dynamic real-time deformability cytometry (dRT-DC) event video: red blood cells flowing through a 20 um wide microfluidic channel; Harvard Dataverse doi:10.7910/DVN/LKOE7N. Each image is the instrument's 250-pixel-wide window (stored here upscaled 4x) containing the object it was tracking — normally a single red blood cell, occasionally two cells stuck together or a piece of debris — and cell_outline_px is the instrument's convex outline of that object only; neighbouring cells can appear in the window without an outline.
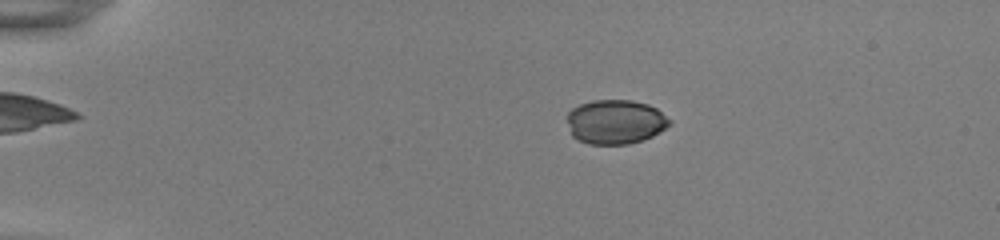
{"species": "common noctule bat (a hibernating species)", "species_latin": "Nyctalus noctula", "temperature_condition": "room temperature", "stored_images_in_passage": 54, "camera_frame_rate_fps": 3000, "um_per_image_px": 0.085, "animal": {"sex": "female", "body_mass_g": 22.0, "forearm_length_mm": 56.7}, "frame": {"image": 1, "passage_image": 12, "time_ms": 3.667, "image_size_px": [1000, 240], "cell_outline_px": [[672, 124], [660, 132], [644, 140], [628, 144], [588, 144], [572, 136], [568, 120], [568, 112], [572, 108], [580, 104], [592, 100], [632, 100], [648, 104], [656, 108], [672, 120]], "centroid_in_image_um": [52.35, 10.35], "position_along_channel_um": 32.7, "area_um2": 26.59}}
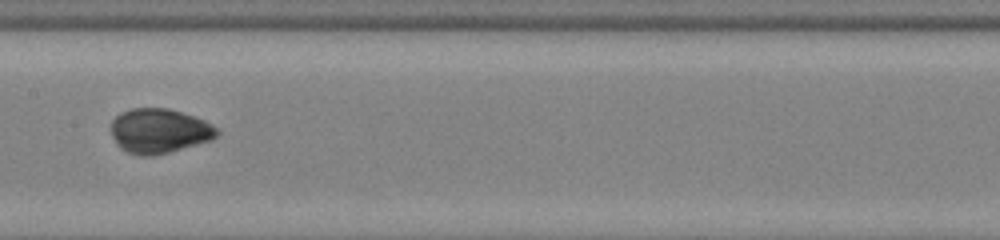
{"frame": {"image": 2, "passage_image": 30, "time_ms": 9.667, "image_size_px": [1000, 240], "cell_outline_px": [[220, 132], [212, 140], [168, 152], [152, 156], [140, 156], [128, 152], [120, 148], [116, 144], [112, 136], [112, 120], [120, 112], [132, 108], [168, 108], [204, 120], [212, 124]], "centroid_in_image_um": [13.52, 11.13], "position_along_channel_um": 193.9, "area_um2": 27.46}}
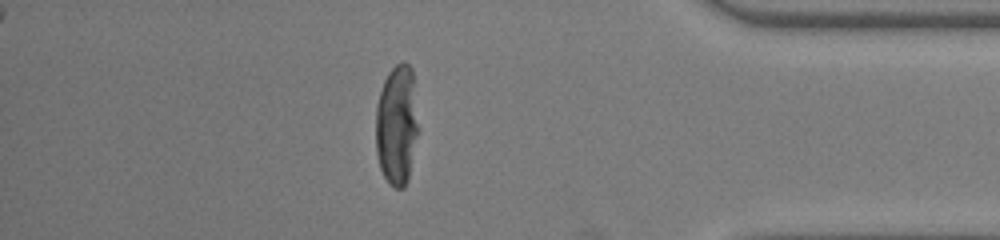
{"frame": {"image": 3, "passage_image": 48, "time_ms": 15.667, "image_size_px": [1000, 240], "cell_outline_px": [[416, 132], [408, 180], [404, 188], [396, 188], [388, 184], [380, 168], [376, 152], [376, 104], [384, 80], [388, 72], [396, 64], [404, 60], [412, 68], [416, 124]], "centroid_in_image_um": [33.68, 10.62], "position_along_channel_um": 401.5, "area_um2": 29.25}, "authors_computed_cell_mechanics": {"area_um2": 27.4839, "velocity_mm_per_s": 3.8638, "shape_relaxation_time_tau1_ms": 6.1637, "shape_relaxation_time_tau2_ms": null, "deformation_change_tau1": 0.1984, "deformation_change_tau2": null}}